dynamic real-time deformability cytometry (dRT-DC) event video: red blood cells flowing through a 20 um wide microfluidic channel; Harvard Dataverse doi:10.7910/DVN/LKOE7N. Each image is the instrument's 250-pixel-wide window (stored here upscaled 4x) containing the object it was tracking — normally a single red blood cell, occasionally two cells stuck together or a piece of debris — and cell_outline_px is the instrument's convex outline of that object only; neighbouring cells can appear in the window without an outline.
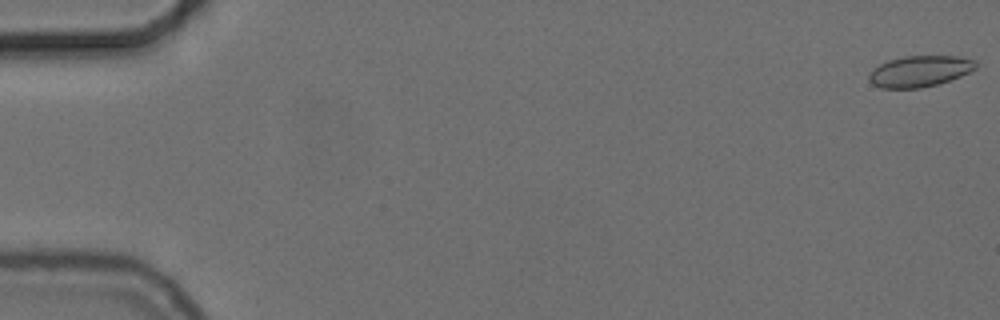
{"species": "common noctule bat (a hibernating species)", "species_latin": "Nyctalus noctula", "temperature_condition": "cold", "stored_images_in_passage": 12, "camera_frame_rate_fps": 3000, "um_per_image_px": 0.085, "animal": {"sex": "female", "body_mass_g": 24.6, "forearm_length_mm": 56.2}, "frame": {"image": 1, "passage_image": 1, "time_ms": 0.0, "image_size_px": [1000, 320], "cell_outline_px": [[976, 68], [960, 76], [936, 84], [920, 88], [880, 88], [872, 84], [868, 80], [868, 72], [872, 68], [888, 60], [904, 56], [956, 56], [976, 60]], "centroid_in_image_um": [78.11, 6.05], "position_along_channel_um": 6.9, "area_um2": 19.36}}